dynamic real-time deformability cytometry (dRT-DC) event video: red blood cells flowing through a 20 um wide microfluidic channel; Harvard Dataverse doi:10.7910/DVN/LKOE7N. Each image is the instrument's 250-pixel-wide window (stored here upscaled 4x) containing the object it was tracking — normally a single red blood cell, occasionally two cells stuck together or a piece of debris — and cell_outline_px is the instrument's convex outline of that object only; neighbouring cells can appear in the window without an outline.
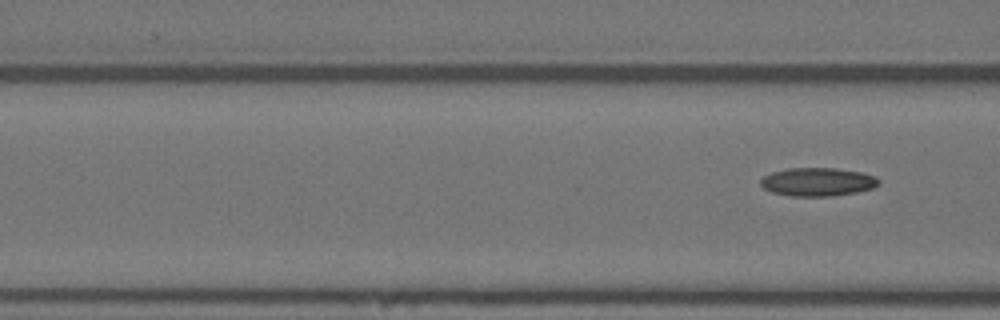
{"species": "Egyptian fruit bat (a non-hibernating species)", "species_latin": "Rousettus aegyptiacus", "temperature_condition": "warm", "stored_images_in_passage": 3, "segment_of_instrument_passage": [2, 2], "camera_frame_rate_fps": 3000, "um_per_image_px": 0.085, "animal": {"sex": "female"}, "frame": {"image": 1, "passage_image": 3, "time_ms": 3.333, "image_size_px": [1000, 320], "cell_outline_px": [[880, 184], [872, 188], [856, 192], [832, 196], [792, 196], [772, 192], [764, 188], [760, 184], [760, 180], [764, 176], [772, 172], [788, 168], [836, 168], [860, 172], [876, 176], [880, 180]], "centroid_in_image_um": [69.51, 15.46], "position_along_channel_um": 97.1, "area_um2": 19.54}}